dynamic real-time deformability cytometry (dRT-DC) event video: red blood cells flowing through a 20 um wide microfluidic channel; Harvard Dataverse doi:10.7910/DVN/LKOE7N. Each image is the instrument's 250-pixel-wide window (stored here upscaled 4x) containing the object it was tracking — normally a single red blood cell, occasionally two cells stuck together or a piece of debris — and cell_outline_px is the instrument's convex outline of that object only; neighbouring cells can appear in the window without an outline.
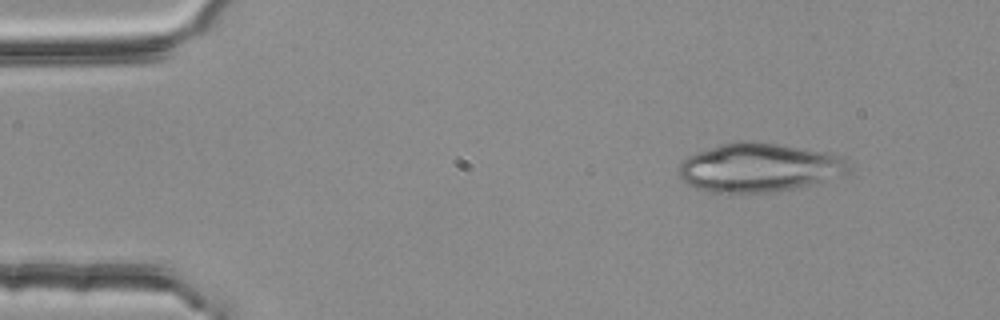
{"species": "common noctule bat (a hibernating species)", "species_latin": "Nyctalus noctula", "temperature_condition": "room temperature", "stored_images_in_passage": 3, "camera_frame_rate_fps": 3000, "um_per_image_px": 0.085, "animal": {"sex": "female", "body_mass_g": 25.1}, "frame": {"image": 1, "passage_image": 1, "time_ms": 0.0, "image_size_px": [1000, 320], "cell_outline_px": [[856, 172], [848, 176], [812, 184], [772, 192], [728, 196], [696, 188], [688, 184], [680, 176], [680, 164], [688, 156], [720, 144], [740, 140], [752, 140], [824, 152], [836, 156], [844, 160]], "centroid_in_image_um": [64.55, 14.28], "position_along_channel_um": 20.4, "area_um2": 49.01}}